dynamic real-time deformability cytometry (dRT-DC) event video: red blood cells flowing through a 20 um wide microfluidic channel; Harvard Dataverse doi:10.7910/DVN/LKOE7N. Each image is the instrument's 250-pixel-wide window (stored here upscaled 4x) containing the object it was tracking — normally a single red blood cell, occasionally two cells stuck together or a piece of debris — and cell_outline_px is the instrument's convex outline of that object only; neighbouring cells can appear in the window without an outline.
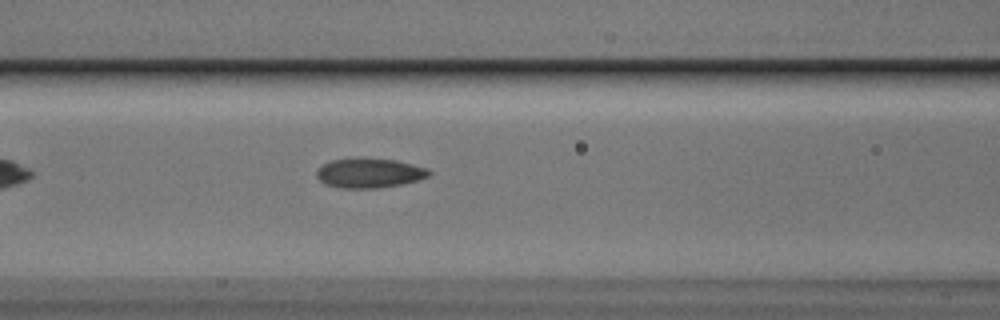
{"species": "Egyptian fruit bat (a non-hibernating species)", "species_latin": "Rousettus aegyptiacus", "temperature_condition": "cold", "stored_images_in_passage": 36, "camera_frame_rate_fps": 3000, "um_per_image_px": 0.085, "animal": {"sex": "male"}, "frame": {"image": 1, "passage_image": 6, "time_ms": 1.667, "image_size_px": [1000, 320], "cell_outline_px": [[432, 172], [428, 176], [416, 180], [400, 184], [376, 188], [340, 188], [324, 184], [316, 176], [316, 168], [332, 160], [396, 160], [428, 168]], "centroid_in_image_um": [31.38, 14.74], "position_along_channel_um": 135.2, "area_um2": 18.79}}
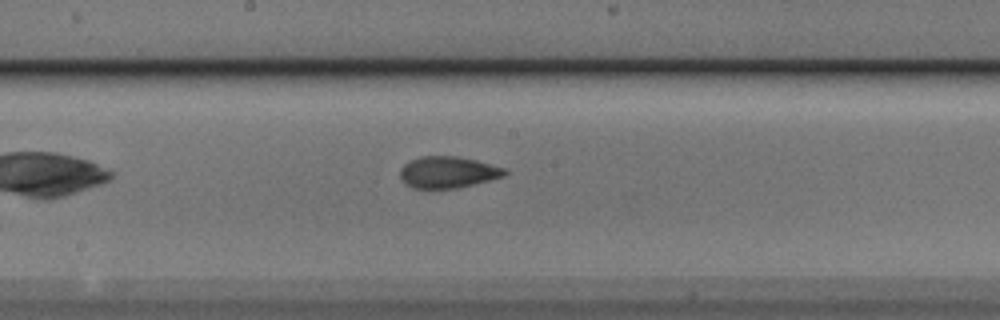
{"frame": {"image": 2, "passage_image": 12, "time_ms": 3.667, "image_size_px": [1000, 320], "cell_outline_px": [[508, 172], [504, 176], [456, 188], [412, 188], [404, 184], [400, 176], [400, 168], [404, 164], [420, 156], [456, 156], [504, 168]], "centroid_in_image_um": [38.0, 14.64], "position_along_channel_um": 210.2, "area_um2": 18.9}}
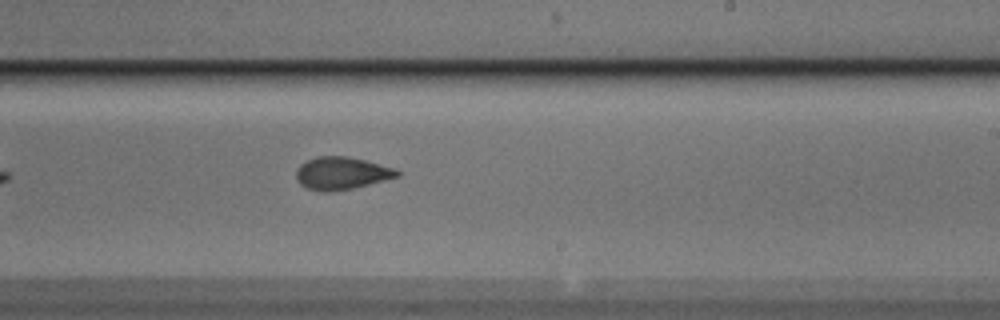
{"frame": {"image": 3, "passage_image": 16, "time_ms": 5.0, "image_size_px": [1000, 320], "cell_outline_px": [[400, 176], [352, 188], [328, 192], [308, 188], [300, 184], [296, 180], [296, 168], [300, 164], [316, 156], [348, 156], [364, 160], [392, 168], [400, 172]], "centroid_in_image_um": [28.98, 14.71], "position_along_channel_um": 260.0, "area_um2": 18.9}, "authors_computed_cell_mechanics": {"area_um2": 18.9295, "velocity_mm_per_s": 3.753, "shape_relaxation_time_tau1_ms": 5.1308, "shape_relaxation_time_tau2_ms": 1.8839, "deformation_change_tau1": 0.1342, "deformation_change_tau2": 0.0749}}